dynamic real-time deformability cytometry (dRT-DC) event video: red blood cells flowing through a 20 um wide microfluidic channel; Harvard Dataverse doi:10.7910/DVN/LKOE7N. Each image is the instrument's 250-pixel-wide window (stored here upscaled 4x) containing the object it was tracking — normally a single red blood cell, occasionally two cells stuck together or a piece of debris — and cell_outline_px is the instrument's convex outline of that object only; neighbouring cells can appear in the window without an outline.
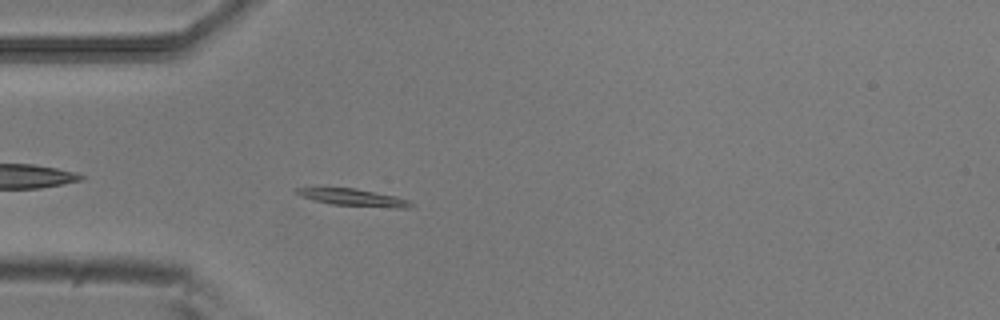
{"species": "common noctule bat (a hibernating species)", "species_latin": "Nyctalus noctula", "temperature_condition": "room temperature", "stored_images_in_passage": 41, "camera_frame_rate_fps": 3000, "um_per_image_px": 0.085, "animal": {"sex": "male", "body_mass_g": 20.5, "forearm_length_mm": 52.5}, "frame": {"image": 1, "passage_image": 4, "time_ms": 1.0, "image_size_px": [1000, 320], "cell_outline_px": [[412, 208], [396, 208], [332, 204], [312, 200], [300, 196], [292, 192], [292, 188], [356, 188], [396, 196], [408, 200], [412, 204]], "centroid_in_image_um": [29.99, 16.78], "position_along_channel_um": 55.0, "area_um2": 11.44}}
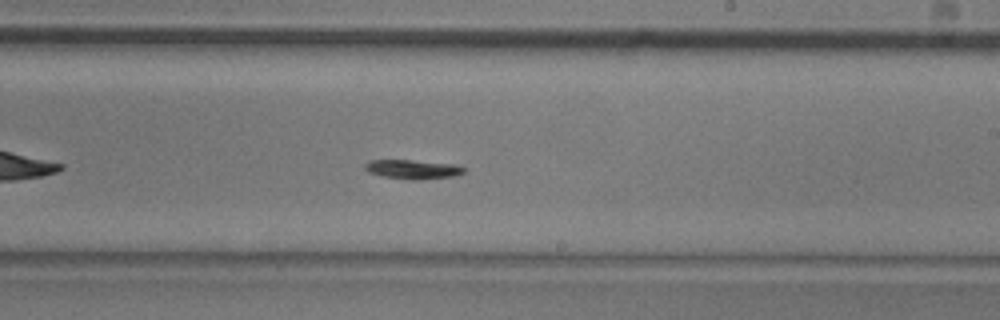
{"frame": {"image": 2, "passage_image": 20, "time_ms": 6.333, "image_size_px": [1000, 320], "cell_outline_px": [[464, 172], [452, 176], [416, 180], [412, 180], [384, 176], [368, 172], [364, 168], [364, 164], [368, 160], [408, 160], [452, 164], [464, 168]], "centroid_in_image_um": [35.01, 14.39], "position_along_channel_um": 254.0, "area_um2": 10.81}}
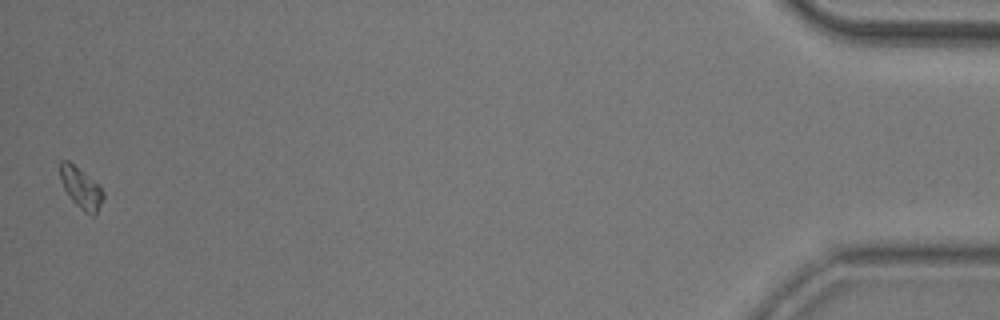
{"frame": {"image": 3, "passage_image": 41, "time_ms": 13.333, "image_size_px": [1000, 320], "cell_outline_px": [[104, 196], [96, 212], [92, 216], [84, 212], [72, 200], [64, 188], [60, 180], [60, 160], [68, 160], [100, 184], [104, 192]], "centroid_in_image_um": [6.89, 15.94], "position_along_channel_um": 428.3, "area_um2": 10.29}, "authors_computed_cell_mechanics": {"area_um2": 10.7508, "velocity_mm_per_s": 3.821, "shape_relaxation_time_tau1_ms": 2.9836, "shape_relaxation_time_tau2_ms": null, "deformation_change_tau1": 0.1044, "deformation_change_tau2": null}}